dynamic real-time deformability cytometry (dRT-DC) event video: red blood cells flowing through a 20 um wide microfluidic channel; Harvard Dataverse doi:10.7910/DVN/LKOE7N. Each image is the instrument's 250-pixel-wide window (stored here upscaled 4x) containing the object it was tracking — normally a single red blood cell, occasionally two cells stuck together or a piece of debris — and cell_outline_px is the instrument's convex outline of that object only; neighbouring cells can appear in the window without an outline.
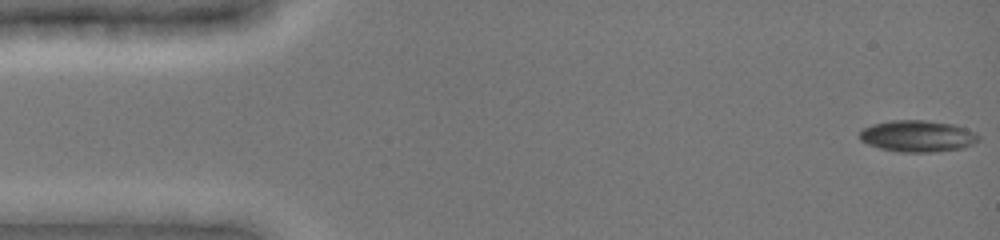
{"species": "common noctule bat (a hibernating species)", "species_latin": "Nyctalus noctula", "temperature_condition": "cold", "stored_images_in_passage": 39, "camera_frame_rate_fps": 3000, "um_per_image_px": 0.085, "animal": {"sex": "female", "body_mass_g": 19.0, "forearm_length_mm": 51.5}, "frame": {"image": 1, "passage_image": 1, "time_ms": 0.0, "image_size_px": [1000, 240], "cell_outline_px": [[980, 140], [964, 148], [932, 152], [900, 152], [880, 148], [868, 144], [860, 140], [860, 132], [864, 128], [872, 124], [892, 120], [928, 120], [956, 124], [976, 132], [980, 136]], "centroid_in_image_um": [78.04, 11.56], "position_along_channel_um": 7.0, "area_um2": 22.08}}
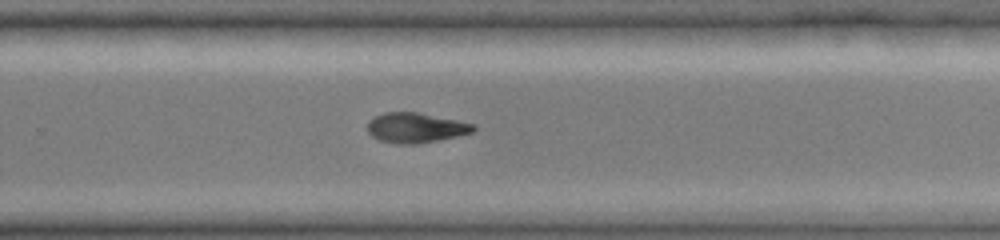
{"frame": {"image": 2, "passage_image": 24, "time_ms": 10.333, "image_size_px": [1000, 240], "cell_outline_px": [[476, 128], [472, 132], [456, 136], [416, 144], [396, 144], [380, 140], [372, 136], [368, 132], [368, 120], [384, 112], [416, 112], [476, 124]], "centroid_in_image_um": [35.31, 10.86], "position_along_channel_um": 294.5, "area_um2": 18.32}}
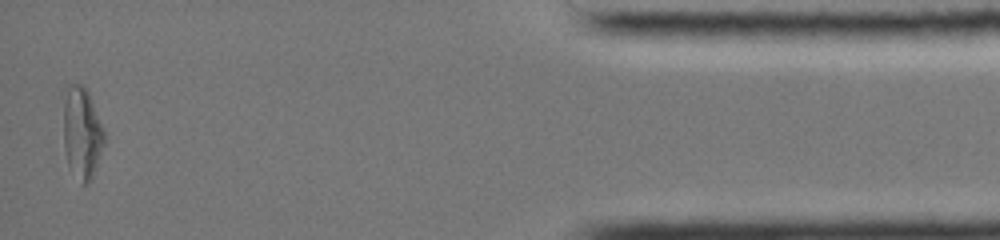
{"frame": {"image": 3, "passage_image": 39, "time_ms": 15.333, "image_size_px": [1000, 240], "cell_outline_px": [[104, 144], [92, 176], [88, 184], [80, 184], [68, 168], [64, 148], [64, 104], [68, 88], [72, 84], [84, 84], [88, 92], [104, 128]], "centroid_in_image_um": [6.96, 11.35], "position_along_channel_um": 428.2, "area_um2": 21.73}}